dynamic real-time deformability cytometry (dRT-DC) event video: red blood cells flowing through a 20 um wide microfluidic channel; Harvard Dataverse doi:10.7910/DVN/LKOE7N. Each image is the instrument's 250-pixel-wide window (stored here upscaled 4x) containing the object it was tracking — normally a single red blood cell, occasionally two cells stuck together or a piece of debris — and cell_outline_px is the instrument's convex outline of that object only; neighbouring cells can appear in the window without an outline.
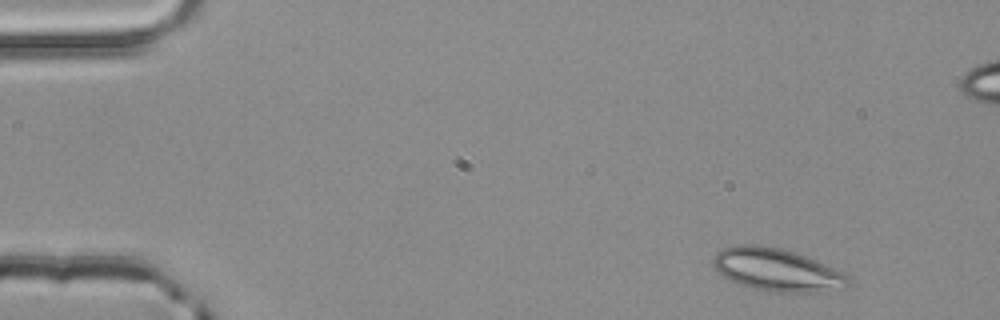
{"species": "common noctule bat (a hibernating species)", "species_latin": "Nyctalus noctula", "temperature_condition": "room temperature", "stored_images_in_passage": 4, "camera_frame_rate_fps": 3000, "um_per_image_px": 0.085, "animal": {"sex": "male", "body_mass_g": 20.4}, "frame": {"image": 1, "passage_image": 1, "time_ms": 0.0, "image_size_px": [1000, 320], "cell_outline_px": [[852, 280], [848, 288], [812, 292], [772, 292], [740, 284], [724, 276], [712, 264], [712, 260], [716, 252], [724, 248], [736, 244], [760, 244], [780, 248], [796, 252], [816, 260], [844, 272]], "centroid_in_image_um": [66.08, 22.92], "position_along_channel_um": 18.9, "area_um2": 33.7}}